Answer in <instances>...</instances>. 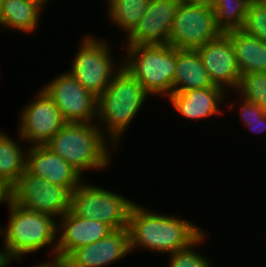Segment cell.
Listing matches in <instances>:
<instances>
[{"label":"cell","instance_id":"obj_11","mask_svg":"<svg viewBox=\"0 0 266 267\" xmlns=\"http://www.w3.org/2000/svg\"><path fill=\"white\" fill-rule=\"evenodd\" d=\"M36 97L22 107L18 129L20 142L26 146L45 145L65 124L53 100L41 88ZM23 141V142H22Z\"/></svg>","mask_w":266,"mask_h":267},{"label":"cell","instance_id":"obj_9","mask_svg":"<svg viewBox=\"0 0 266 267\" xmlns=\"http://www.w3.org/2000/svg\"><path fill=\"white\" fill-rule=\"evenodd\" d=\"M222 34L211 6L179 3L168 44L177 49H197Z\"/></svg>","mask_w":266,"mask_h":267},{"label":"cell","instance_id":"obj_7","mask_svg":"<svg viewBox=\"0 0 266 267\" xmlns=\"http://www.w3.org/2000/svg\"><path fill=\"white\" fill-rule=\"evenodd\" d=\"M123 196L82 181L71 193L70 210L80 218L104 222L114 230L124 229L135 202Z\"/></svg>","mask_w":266,"mask_h":267},{"label":"cell","instance_id":"obj_12","mask_svg":"<svg viewBox=\"0 0 266 267\" xmlns=\"http://www.w3.org/2000/svg\"><path fill=\"white\" fill-rule=\"evenodd\" d=\"M114 229L101 221L80 218L71 210L58 219L56 267L75 249L108 236Z\"/></svg>","mask_w":266,"mask_h":267},{"label":"cell","instance_id":"obj_29","mask_svg":"<svg viewBox=\"0 0 266 267\" xmlns=\"http://www.w3.org/2000/svg\"><path fill=\"white\" fill-rule=\"evenodd\" d=\"M213 0H179V3L211 6Z\"/></svg>","mask_w":266,"mask_h":267},{"label":"cell","instance_id":"obj_24","mask_svg":"<svg viewBox=\"0 0 266 267\" xmlns=\"http://www.w3.org/2000/svg\"><path fill=\"white\" fill-rule=\"evenodd\" d=\"M235 92H240V98L250 101L266 111V72L241 74Z\"/></svg>","mask_w":266,"mask_h":267},{"label":"cell","instance_id":"obj_19","mask_svg":"<svg viewBox=\"0 0 266 267\" xmlns=\"http://www.w3.org/2000/svg\"><path fill=\"white\" fill-rule=\"evenodd\" d=\"M45 5L42 0H3L0 29L5 27L28 34L35 32L39 27L41 10Z\"/></svg>","mask_w":266,"mask_h":267},{"label":"cell","instance_id":"obj_23","mask_svg":"<svg viewBox=\"0 0 266 267\" xmlns=\"http://www.w3.org/2000/svg\"><path fill=\"white\" fill-rule=\"evenodd\" d=\"M252 0H213L211 7L215 12L216 25L226 33L242 30L249 4Z\"/></svg>","mask_w":266,"mask_h":267},{"label":"cell","instance_id":"obj_25","mask_svg":"<svg viewBox=\"0 0 266 267\" xmlns=\"http://www.w3.org/2000/svg\"><path fill=\"white\" fill-rule=\"evenodd\" d=\"M206 234L203 232L194 242L184 249L168 254L167 267H212L209 258H205L196 248L205 241ZM204 240V241H203ZM196 249V250H193ZM170 258V259H169Z\"/></svg>","mask_w":266,"mask_h":267},{"label":"cell","instance_id":"obj_14","mask_svg":"<svg viewBox=\"0 0 266 267\" xmlns=\"http://www.w3.org/2000/svg\"><path fill=\"white\" fill-rule=\"evenodd\" d=\"M179 0H150L144 16L126 37V46L168 44Z\"/></svg>","mask_w":266,"mask_h":267},{"label":"cell","instance_id":"obj_5","mask_svg":"<svg viewBox=\"0 0 266 267\" xmlns=\"http://www.w3.org/2000/svg\"><path fill=\"white\" fill-rule=\"evenodd\" d=\"M122 67L146 90L149 96L168 97L173 93L177 48L169 44L126 46Z\"/></svg>","mask_w":266,"mask_h":267},{"label":"cell","instance_id":"obj_15","mask_svg":"<svg viewBox=\"0 0 266 267\" xmlns=\"http://www.w3.org/2000/svg\"><path fill=\"white\" fill-rule=\"evenodd\" d=\"M196 50L212 83L224 90L231 88L235 91L241 72L231 40L223 33L218 39L207 42Z\"/></svg>","mask_w":266,"mask_h":267},{"label":"cell","instance_id":"obj_21","mask_svg":"<svg viewBox=\"0 0 266 267\" xmlns=\"http://www.w3.org/2000/svg\"><path fill=\"white\" fill-rule=\"evenodd\" d=\"M16 141L7 133L0 132V180L9 187L26 170L28 147L24 151Z\"/></svg>","mask_w":266,"mask_h":267},{"label":"cell","instance_id":"obj_26","mask_svg":"<svg viewBox=\"0 0 266 267\" xmlns=\"http://www.w3.org/2000/svg\"><path fill=\"white\" fill-rule=\"evenodd\" d=\"M247 35L266 42V2L252 0L242 29Z\"/></svg>","mask_w":266,"mask_h":267},{"label":"cell","instance_id":"obj_31","mask_svg":"<svg viewBox=\"0 0 266 267\" xmlns=\"http://www.w3.org/2000/svg\"><path fill=\"white\" fill-rule=\"evenodd\" d=\"M2 4H3V0H0V16H1V11H2Z\"/></svg>","mask_w":266,"mask_h":267},{"label":"cell","instance_id":"obj_2","mask_svg":"<svg viewBox=\"0 0 266 267\" xmlns=\"http://www.w3.org/2000/svg\"><path fill=\"white\" fill-rule=\"evenodd\" d=\"M7 206L8 224L3 230L0 226L4 246L0 250V261L11 263L20 260L21 263L23 255L52 246L49 253L53 258L46 263L56 267L58 220L49 214L30 211L11 202Z\"/></svg>","mask_w":266,"mask_h":267},{"label":"cell","instance_id":"obj_3","mask_svg":"<svg viewBox=\"0 0 266 267\" xmlns=\"http://www.w3.org/2000/svg\"><path fill=\"white\" fill-rule=\"evenodd\" d=\"M147 95L144 87L122 67L97 98L96 124L114 147H118L122 134L145 105Z\"/></svg>","mask_w":266,"mask_h":267},{"label":"cell","instance_id":"obj_4","mask_svg":"<svg viewBox=\"0 0 266 267\" xmlns=\"http://www.w3.org/2000/svg\"><path fill=\"white\" fill-rule=\"evenodd\" d=\"M45 146L62 157L82 177L87 170L101 171L110 166L111 153L115 150L96 122L66 123Z\"/></svg>","mask_w":266,"mask_h":267},{"label":"cell","instance_id":"obj_27","mask_svg":"<svg viewBox=\"0 0 266 267\" xmlns=\"http://www.w3.org/2000/svg\"><path fill=\"white\" fill-rule=\"evenodd\" d=\"M241 99L238 101L241 104L238 108L240 110V118L244 125L256 133L266 131V111L250 101Z\"/></svg>","mask_w":266,"mask_h":267},{"label":"cell","instance_id":"obj_6","mask_svg":"<svg viewBox=\"0 0 266 267\" xmlns=\"http://www.w3.org/2000/svg\"><path fill=\"white\" fill-rule=\"evenodd\" d=\"M84 37L68 72L85 90L98 98L122 68V61L120 65L115 63L107 40L97 39L91 34Z\"/></svg>","mask_w":266,"mask_h":267},{"label":"cell","instance_id":"obj_1","mask_svg":"<svg viewBox=\"0 0 266 267\" xmlns=\"http://www.w3.org/2000/svg\"><path fill=\"white\" fill-rule=\"evenodd\" d=\"M155 212L137 203L132 205L127 226L130 252L141 247L155 253H174L189 246L204 232L195 223L174 214Z\"/></svg>","mask_w":266,"mask_h":267},{"label":"cell","instance_id":"obj_30","mask_svg":"<svg viewBox=\"0 0 266 267\" xmlns=\"http://www.w3.org/2000/svg\"><path fill=\"white\" fill-rule=\"evenodd\" d=\"M33 267H52V266L48 265L46 262H44V263L42 262L40 264L38 263V264L34 265Z\"/></svg>","mask_w":266,"mask_h":267},{"label":"cell","instance_id":"obj_28","mask_svg":"<svg viewBox=\"0 0 266 267\" xmlns=\"http://www.w3.org/2000/svg\"><path fill=\"white\" fill-rule=\"evenodd\" d=\"M2 203H10V187L0 180V204Z\"/></svg>","mask_w":266,"mask_h":267},{"label":"cell","instance_id":"obj_8","mask_svg":"<svg viewBox=\"0 0 266 267\" xmlns=\"http://www.w3.org/2000/svg\"><path fill=\"white\" fill-rule=\"evenodd\" d=\"M10 202L58 220L70 210L71 192L64 186L32 175L26 169L10 187Z\"/></svg>","mask_w":266,"mask_h":267},{"label":"cell","instance_id":"obj_16","mask_svg":"<svg viewBox=\"0 0 266 267\" xmlns=\"http://www.w3.org/2000/svg\"><path fill=\"white\" fill-rule=\"evenodd\" d=\"M26 169L32 175L66 187L71 193L83 181L77 170L45 145L28 147Z\"/></svg>","mask_w":266,"mask_h":267},{"label":"cell","instance_id":"obj_17","mask_svg":"<svg viewBox=\"0 0 266 267\" xmlns=\"http://www.w3.org/2000/svg\"><path fill=\"white\" fill-rule=\"evenodd\" d=\"M229 90L219 86L172 93L167 98L181 117L192 120L209 118L223 112L219 104L224 103V97Z\"/></svg>","mask_w":266,"mask_h":267},{"label":"cell","instance_id":"obj_22","mask_svg":"<svg viewBox=\"0 0 266 267\" xmlns=\"http://www.w3.org/2000/svg\"><path fill=\"white\" fill-rule=\"evenodd\" d=\"M109 20L128 37L144 16L150 0H105Z\"/></svg>","mask_w":266,"mask_h":267},{"label":"cell","instance_id":"obj_18","mask_svg":"<svg viewBox=\"0 0 266 267\" xmlns=\"http://www.w3.org/2000/svg\"><path fill=\"white\" fill-rule=\"evenodd\" d=\"M215 86L196 49H177L173 93Z\"/></svg>","mask_w":266,"mask_h":267},{"label":"cell","instance_id":"obj_20","mask_svg":"<svg viewBox=\"0 0 266 267\" xmlns=\"http://www.w3.org/2000/svg\"><path fill=\"white\" fill-rule=\"evenodd\" d=\"M224 34L231 40L241 74L266 72V42L247 35L243 30Z\"/></svg>","mask_w":266,"mask_h":267},{"label":"cell","instance_id":"obj_13","mask_svg":"<svg viewBox=\"0 0 266 267\" xmlns=\"http://www.w3.org/2000/svg\"><path fill=\"white\" fill-rule=\"evenodd\" d=\"M130 252L127 228L73 250L57 267H106L125 258Z\"/></svg>","mask_w":266,"mask_h":267},{"label":"cell","instance_id":"obj_10","mask_svg":"<svg viewBox=\"0 0 266 267\" xmlns=\"http://www.w3.org/2000/svg\"><path fill=\"white\" fill-rule=\"evenodd\" d=\"M43 86L66 123H94L97 119V97L68 71L56 76Z\"/></svg>","mask_w":266,"mask_h":267}]
</instances>
